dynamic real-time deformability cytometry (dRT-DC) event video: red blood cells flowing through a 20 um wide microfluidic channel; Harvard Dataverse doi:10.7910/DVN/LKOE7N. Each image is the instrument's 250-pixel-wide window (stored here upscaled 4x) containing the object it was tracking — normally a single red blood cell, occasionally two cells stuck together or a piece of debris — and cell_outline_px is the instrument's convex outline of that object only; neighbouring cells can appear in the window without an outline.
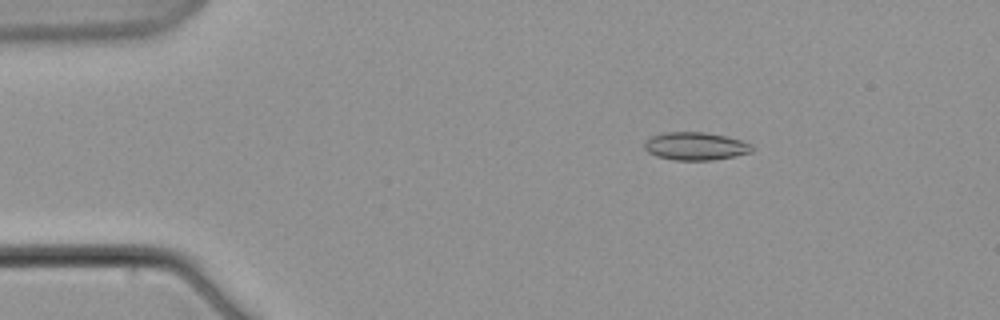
{"species": "common noctule bat (a hibernating species)", "species_latin": "Nyctalus noctula", "temperature_condition": "warm", "stored_images_in_passage": 4, "camera_frame_rate_fps": 3000, "um_per_image_px": 0.085, "animal": {"sex": "male", "body_mass_g": 21.5, "forearm_length_mm": 52.0}, "frame": {"image": 1, "passage_image": 2, "time_ms": 1.333, "image_size_px": [1000, 320], "cell_outline_px": [[756, 148], [752, 152], [736, 156], [712, 160], [676, 160], [656, 156], [648, 152], [644, 148], [644, 144], [652, 136], [664, 132], [704, 132], [724, 136], [740, 140], [752, 144]], "centroid_in_image_um": [59.15, 12.43], "position_along_channel_um": 25.8, "area_um2": 17.51}}